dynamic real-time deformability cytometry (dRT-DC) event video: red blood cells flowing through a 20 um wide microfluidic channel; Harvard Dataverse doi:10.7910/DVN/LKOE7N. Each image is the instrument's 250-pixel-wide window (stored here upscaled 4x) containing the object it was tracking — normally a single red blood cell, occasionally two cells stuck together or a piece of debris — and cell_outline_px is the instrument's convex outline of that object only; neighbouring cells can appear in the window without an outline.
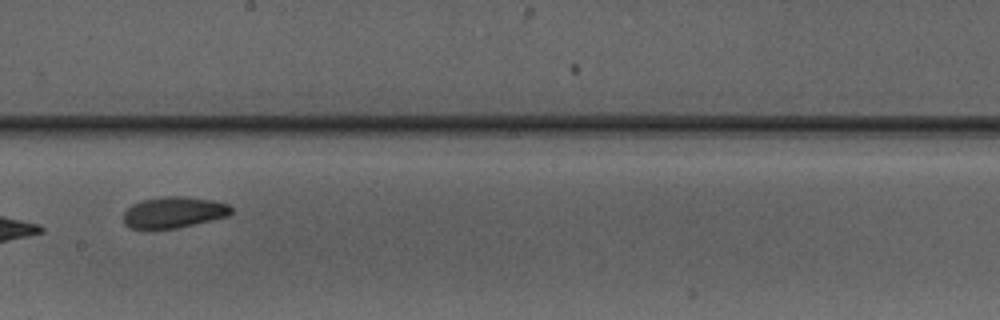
{"species": "Egyptian fruit bat (a non-hibernating species)", "species_latin": "Rousettus aegyptiacus", "temperature_condition": "warm", "stored_images_in_passage": 8, "camera_frame_rate_fps": 3000, "um_per_image_px": 0.085, "animal": {"sex": "male"}, "frame": {"image": 1, "passage_image": 8, "time_ms": 9.333, "image_size_px": [1000, 320], "cell_outline_px": [[232, 212], [228, 216], [176, 228], [128, 228], [124, 224], [124, 212], [132, 204], [140, 200], [168, 196], [184, 196], [212, 200], [228, 204], [232, 208]], "centroid_in_image_um": [14.76, 18.04], "position_along_channel_um": 233.4, "area_um2": 19.42}}